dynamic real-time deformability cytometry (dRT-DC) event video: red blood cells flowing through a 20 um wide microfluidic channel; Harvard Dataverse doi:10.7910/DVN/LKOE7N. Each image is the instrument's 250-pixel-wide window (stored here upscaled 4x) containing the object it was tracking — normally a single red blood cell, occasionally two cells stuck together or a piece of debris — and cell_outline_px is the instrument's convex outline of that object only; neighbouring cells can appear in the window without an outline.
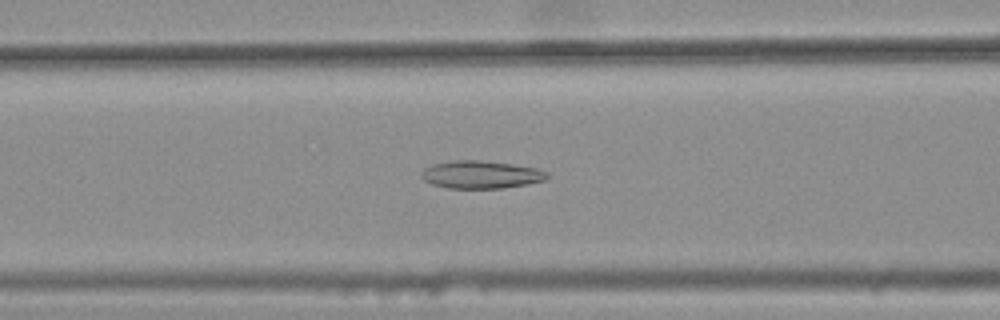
{"species": "common noctule bat (a hibernating species)", "species_latin": "Nyctalus noctula", "temperature_condition": "warm", "stored_images_in_passage": 36, "camera_frame_rate_fps": 3000, "um_per_image_px": 0.085, "animal": {"sex": "female", "body_mass_g": 25.1}, "frame": {"image": 1, "passage_image": 16, "time_ms": 5.0, "image_size_px": [1000, 320], "cell_outline_px": [[552, 176], [544, 180], [528, 184], [504, 188], [448, 188], [432, 184], [424, 180], [420, 172], [424, 168], [432, 164], [456, 160], [480, 160], [512, 164], [536, 168], [548, 172]], "centroid_in_image_um": [40.9, 14.84], "position_along_channel_um": 125.7, "area_um2": 20.4}}
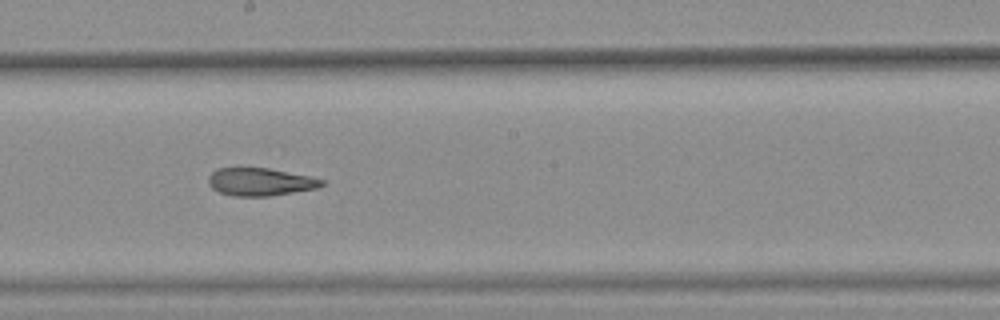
{"frame": {"image": 2, "passage_image": 24, "time_ms": 7.667, "image_size_px": [1000, 320], "cell_outline_px": [[324, 184], [316, 188], [268, 196], [232, 196], [220, 192], [212, 188], [208, 184], [208, 176], [212, 172], [220, 168], [268, 168], [308, 176], [324, 180]], "centroid_in_image_um": [22.08, 15.46], "position_along_channel_um": 226.1, "area_um2": 18.09}}
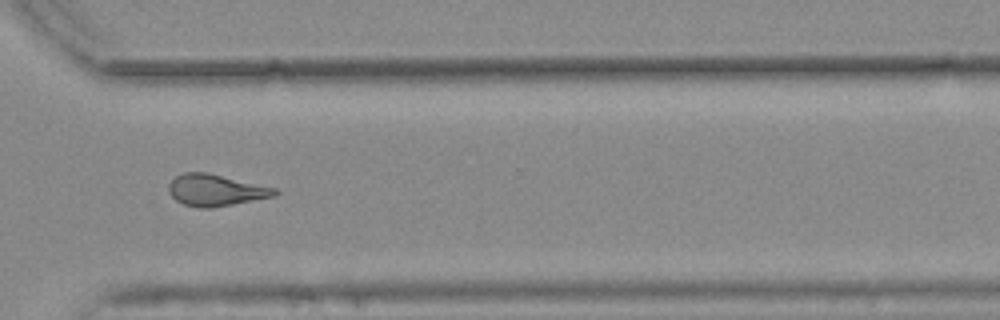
{"frame": {"image": 3, "passage_image": 34, "time_ms": 11.0, "image_size_px": [1000, 320], "cell_outline_px": [[280, 192], [276, 196], [232, 204], [208, 208], [200, 208], [184, 204], [176, 200], [168, 192], [168, 184], [176, 176], [184, 172], [208, 172], [276, 188]], "centroid_in_image_um": [18.34, 16.15], "position_along_channel_um": 352.3, "area_um2": 19.54}, "authors_computed_cell_mechanics": {"area_um2": 19.652, "velocity_mm_per_s": 3.7702, "shape_relaxation_time_tau1_ms": null, "shape_relaxation_time_tau2_ms": 3.1687, "deformation_change_tau1": null, "deformation_change_tau2": 0.1285}}